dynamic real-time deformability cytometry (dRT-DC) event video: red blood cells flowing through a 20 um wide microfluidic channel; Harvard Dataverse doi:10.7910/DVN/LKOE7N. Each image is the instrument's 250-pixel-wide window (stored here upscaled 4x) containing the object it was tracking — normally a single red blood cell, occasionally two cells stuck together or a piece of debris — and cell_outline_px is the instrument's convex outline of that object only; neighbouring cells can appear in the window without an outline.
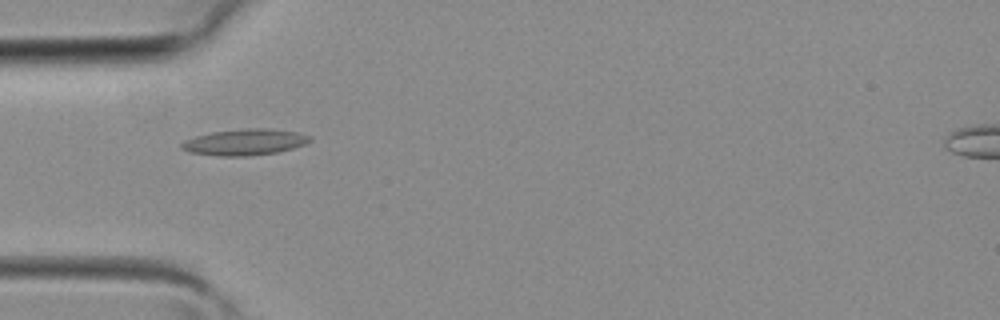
{"species": "common noctule bat (a hibernating species)", "species_latin": "Nyctalus noctula", "temperature_condition": "room temperature", "stored_images_in_passage": 29, "camera_frame_rate_fps": 3000, "um_per_image_px": 0.085, "animal": {"sex": "female", "body_mass_g": 19.3, "forearm_length_mm": 54.1}, "frame": {"image": 1, "passage_image": 2, "time_ms": 0.333, "image_size_px": [1000, 320], "cell_outline_px": [[312, 140], [304, 144], [280, 152], [248, 156], [216, 156], [188, 152], [180, 148], [180, 144], [184, 140], [196, 136], [212, 132], [248, 128], [268, 128], [296, 132], [312, 136]], "centroid_in_image_um": [20.79, 12.09], "position_along_channel_um": 64.2, "area_um2": 19.71}}
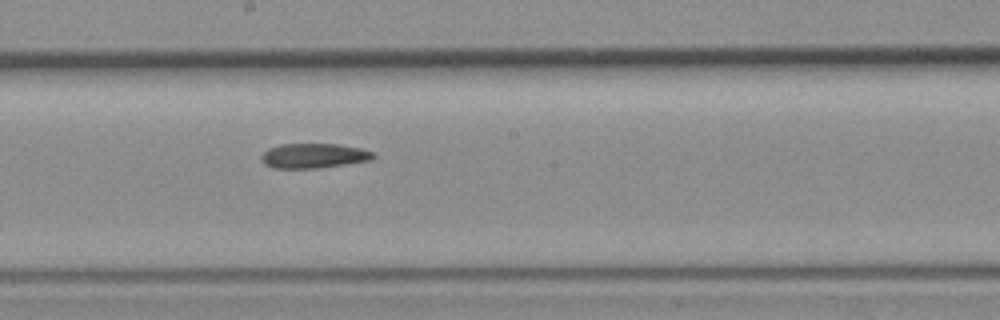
{"frame": {"image": 2, "passage_image": 11, "time_ms": 3.333, "image_size_px": [1000, 320], "cell_outline_px": [[376, 156], [372, 160], [320, 168], [272, 168], [264, 164], [260, 160], [260, 156], [268, 148], [280, 144], [336, 144], [360, 148], [372, 152]], "centroid_in_image_um": [26.63, 13.24], "position_along_channel_um": 221.6, "area_um2": 16.24}}
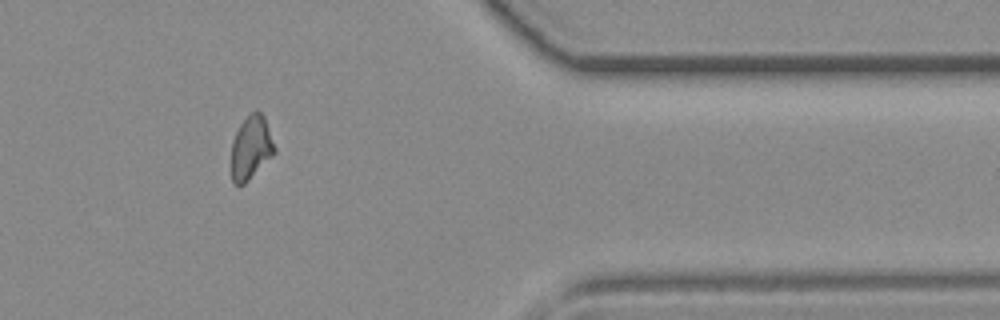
{"frame": {"image": 3, "passage_image": 22, "time_ms": 7.0, "image_size_px": [1000, 320], "cell_outline_px": [[276, 152], [244, 184], [232, 184], [232, 140], [240, 124], [256, 108], [264, 116], [276, 148]], "centroid_in_image_um": [21.34, 12.53], "position_along_channel_um": 390.1, "area_um2": 15.84}}